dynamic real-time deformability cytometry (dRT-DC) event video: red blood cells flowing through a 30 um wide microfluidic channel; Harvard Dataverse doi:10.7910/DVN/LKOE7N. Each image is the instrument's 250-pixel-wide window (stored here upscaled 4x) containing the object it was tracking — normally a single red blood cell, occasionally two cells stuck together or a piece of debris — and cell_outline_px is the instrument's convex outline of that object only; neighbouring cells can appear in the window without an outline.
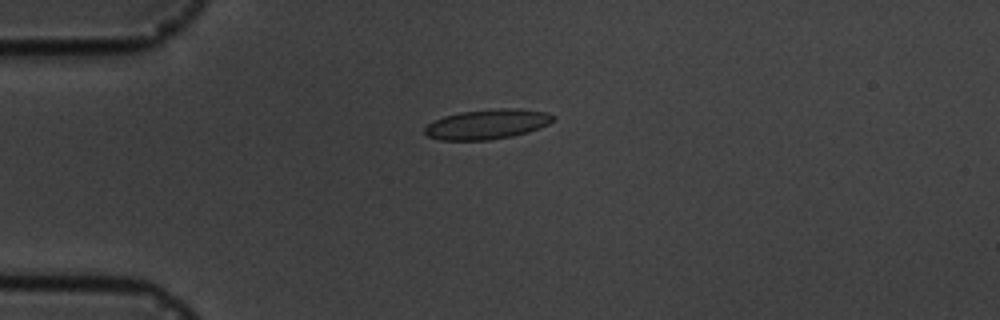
{"species": "common noctule bat (a hibernating species)", "species_latin": "Nyctalus noctula", "temperature_condition": "cold", "stored_images_in_passage": 8, "camera_frame_rate_fps": 3000, "um_per_image_px": 0.085, "animal": {"sex": "male", "body_mass_g": 19.5, "forearm_length_mm": 54.6}, "frame": {"image": 1, "passage_image": 5, "time_ms": 4.667, "image_size_px": [1000, 320], "cell_outline_px": [[556, 116], [548, 124], [540, 128], [528, 132], [512, 136], [488, 140], [440, 140], [428, 136], [424, 132], [424, 128], [432, 120], [444, 116], [460, 112], [500, 108], [520, 108], [548, 112]], "centroid_in_image_um": [41.42, 10.55], "position_along_channel_um": 43.6, "area_um2": 22.48}}
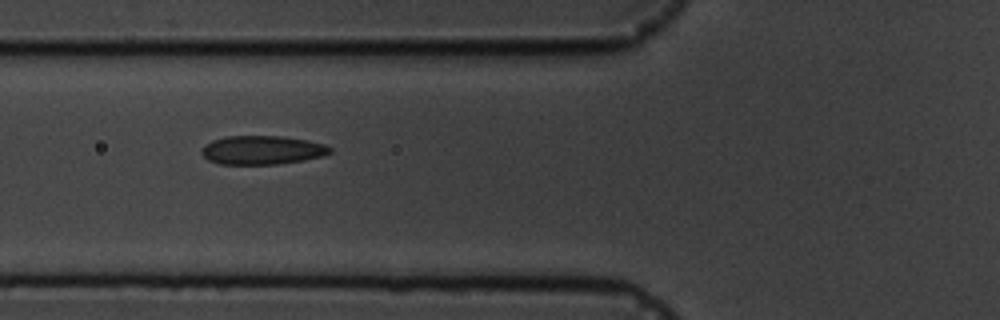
{"frame": {"image": 2, "passage_image": 7, "time_ms": 7.0, "image_size_px": [1000, 320], "cell_outline_px": [[332, 152], [320, 156], [304, 160], [276, 164], [220, 164], [208, 160], [200, 152], [204, 144], [212, 140], [228, 136], [280, 136], [308, 140], [324, 144], [332, 148]], "centroid_in_image_um": [22.26, 12.75], "position_along_channel_um": 103.5, "area_um2": 21.5}}
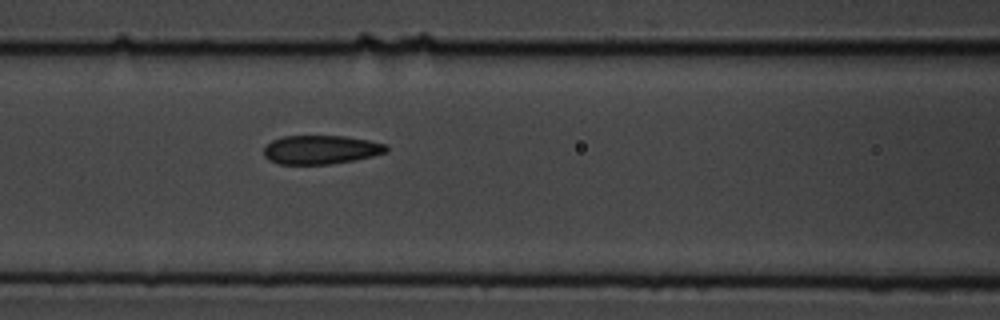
{"frame": {"image": 3, "passage_image": 8, "time_ms": 8.0, "image_size_px": [1000, 320], "cell_outline_px": [[388, 152], [356, 160], [328, 164], [276, 164], [268, 160], [264, 156], [264, 148], [272, 140], [284, 136], [344, 136], [368, 140], [388, 144]], "centroid_in_image_um": [27.28, 12.73], "position_along_channel_um": 139.3, "area_um2": 20.69}}